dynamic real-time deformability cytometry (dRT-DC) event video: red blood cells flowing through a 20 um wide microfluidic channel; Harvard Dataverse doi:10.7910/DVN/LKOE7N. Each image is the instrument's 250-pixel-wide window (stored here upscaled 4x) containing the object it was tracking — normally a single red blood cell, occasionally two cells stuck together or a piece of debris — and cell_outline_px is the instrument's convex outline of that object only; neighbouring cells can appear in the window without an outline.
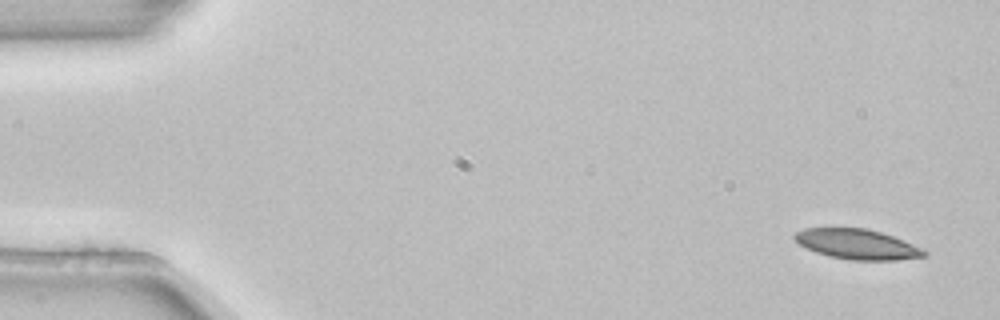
{"species": "common noctule bat (a hibernating species)", "species_latin": "Nyctalus noctula", "temperature_condition": "room temperature", "stored_images_in_passage": 4, "camera_frame_rate_fps": 3000, "um_per_image_px": 0.085, "animal": {"sex": "female", "body_mass_g": 22.7, "forearm_length_mm": 54.2}, "frame": {"image": 1, "passage_image": 1, "time_ms": 0.0, "image_size_px": [1000, 320], "cell_outline_px": [[928, 256], [896, 260], [848, 260], [828, 256], [816, 252], [800, 244], [792, 236], [796, 232], [804, 228], [868, 228], [904, 240], [928, 252]], "centroid_in_image_um": [72.87, 20.76], "position_along_channel_um": 12.1, "area_um2": 22.66}}
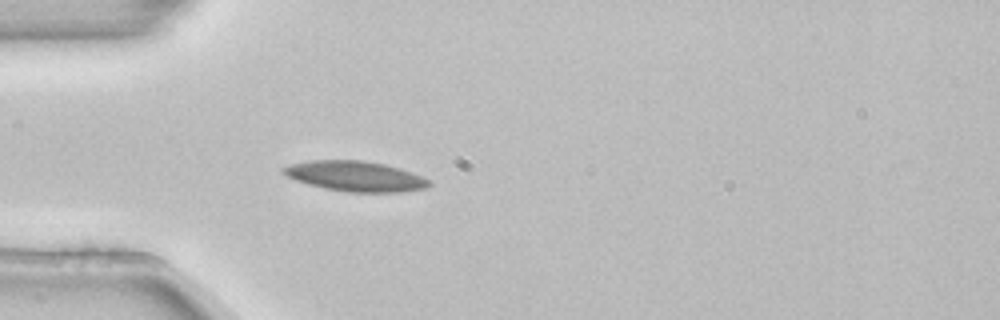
{"frame": {"image": 2, "passage_image": 4, "time_ms": 1.0, "image_size_px": [1000, 320], "cell_outline_px": [[432, 184], [428, 188], [404, 192], [348, 192], [324, 188], [296, 180], [280, 172], [280, 168], [292, 164], [308, 160], [364, 160], [384, 164], [400, 168], [432, 180]], "centroid_in_image_um": [30.25, 14.98], "position_along_channel_um": 54.8, "area_um2": 25.84}}